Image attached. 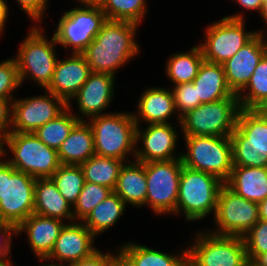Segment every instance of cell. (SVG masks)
<instances>
[{
	"instance_id": "1",
	"label": "cell",
	"mask_w": 267,
	"mask_h": 266,
	"mask_svg": "<svg viewBox=\"0 0 267 266\" xmlns=\"http://www.w3.org/2000/svg\"><path fill=\"white\" fill-rule=\"evenodd\" d=\"M139 24L130 21L107 20L93 41L81 53L91 72H115L139 54L136 42Z\"/></svg>"
},
{
	"instance_id": "2",
	"label": "cell",
	"mask_w": 267,
	"mask_h": 266,
	"mask_svg": "<svg viewBox=\"0 0 267 266\" xmlns=\"http://www.w3.org/2000/svg\"><path fill=\"white\" fill-rule=\"evenodd\" d=\"M94 134L97 156L129 162L135 156L136 122L132 112H110L88 120Z\"/></svg>"
},
{
	"instance_id": "3",
	"label": "cell",
	"mask_w": 267,
	"mask_h": 266,
	"mask_svg": "<svg viewBox=\"0 0 267 266\" xmlns=\"http://www.w3.org/2000/svg\"><path fill=\"white\" fill-rule=\"evenodd\" d=\"M230 139L233 166L267 167V112L241 108Z\"/></svg>"
},
{
	"instance_id": "4",
	"label": "cell",
	"mask_w": 267,
	"mask_h": 266,
	"mask_svg": "<svg viewBox=\"0 0 267 266\" xmlns=\"http://www.w3.org/2000/svg\"><path fill=\"white\" fill-rule=\"evenodd\" d=\"M224 182L216 176L183 166L176 203V215L189 221L201 220L215 214L218 194Z\"/></svg>"
},
{
	"instance_id": "5",
	"label": "cell",
	"mask_w": 267,
	"mask_h": 266,
	"mask_svg": "<svg viewBox=\"0 0 267 266\" xmlns=\"http://www.w3.org/2000/svg\"><path fill=\"white\" fill-rule=\"evenodd\" d=\"M43 32L44 29L39 24L32 26L14 58L21 85L28 78L45 90L52 81L58 57L55 53L57 43L54 35L49 40Z\"/></svg>"
},
{
	"instance_id": "6",
	"label": "cell",
	"mask_w": 267,
	"mask_h": 266,
	"mask_svg": "<svg viewBox=\"0 0 267 266\" xmlns=\"http://www.w3.org/2000/svg\"><path fill=\"white\" fill-rule=\"evenodd\" d=\"M186 153H181L183 166L212 174L224 183L233 169L230 136H184Z\"/></svg>"
},
{
	"instance_id": "7",
	"label": "cell",
	"mask_w": 267,
	"mask_h": 266,
	"mask_svg": "<svg viewBox=\"0 0 267 266\" xmlns=\"http://www.w3.org/2000/svg\"><path fill=\"white\" fill-rule=\"evenodd\" d=\"M6 145L12 154L6 161L16 171L34 178H50L61 165L57 150L48 147L35 133L10 132Z\"/></svg>"
},
{
	"instance_id": "8",
	"label": "cell",
	"mask_w": 267,
	"mask_h": 266,
	"mask_svg": "<svg viewBox=\"0 0 267 266\" xmlns=\"http://www.w3.org/2000/svg\"><path fill=\"white\" fill-rule=\"evenodd\" d=\"M241 110L238 98L202 103L180 118L183 136H230Z\"/></svg>"
},
{
	"instance_id": "9",
	"label": "cell",
	"mask_w": 267,
	"mask_h": 266,
	"mask_svg": "<svg viewBox=\"0 0 267 266\" xmlns=\"http://www.w3.org/2000/svg\"><path fill=\"white\" fill-rule=\"evenodd\" d=\"M187 248L188 266H244L247 253L243 237L196 233Z\"/></svg>"
},
{
	"instance_id": "10",
	"label": "cell",
	"mask_w": 267,
	"mask_h": 266,
	"mask_svg": "<svg viewBox=\"0 0 267 266\" xmlns=\"http://www.w3.org/2000/svg\"><path fill=\"white\" fill-rule=\"evenodd\" d=\"M246 31L242 13L224 16L208 25L206 39L199 44L204 60L223 64L232 58L258 32Z\"/></svg>"
},
{
	"instance_id": "11",
	"label": "cell",
	"mask_w": 267,
	"mask_h": 266,
	"mask_svg": "<svg viewBox=\"0 0 267 266\" xmlns=\"http://www.w3.org/2000/svg\"><path fill=\"white\" fill-rule=\"evenodd\" d=\"M106 15L99 6H78L61 16L53 34L56 43L71 53L81 54L93 41L104 23Z\"/></svg>"
},
{
	"instance_id": "12",
	"label": "cell",
	"mask_w": 267,
	"mask_h": 266,
	"mask_svg": "<svg viewBox=\"0 0 267 266\" xmlns=\"http://www.w3.org/2000/svg\"><path fill=\"white\" fill-rule=\"evenodd\" d=\"M147 195L146 205L154 214H175L179 190L180 174L183 168L181 159L152 161L144 163Z\"/></svg>"
},
{
	"instance_id": "13",
	"label": "cell",
	"mask_w": 267,
	"mask_h": 266,
	"mask_svg": "<svg viewBox=\"0 0 267 266\" xmlns=\"http://www.w3.org/2000/svg\"><path fill=\"white\" fill-rule=\"evenodd\" d=\"M217 235L244 237L259 221L258 203L237 195L225 184L221 187L213 216Z\"/></svg>"
},
{
	"instance_id": "14",
	"label": "cell",
	"mask_w": 267,
	"mask_h": 266,
	"mask_svg": "<svg viewBox=\"0 0 267 266\" xmlns=\"http://www.w3.org/2000/svg\"><path fill=\"white\" fill-rule=\"evenodd\" d=\"M36 178L16 171L4 159V195L0 199V222L16 228L34 213V188Z\"/></svg>"
},
{
	"instance_id": "15",
	"label": "cell",
	"mask_w": 267,
	"mask_h": 266,
	"mask_svg": "<svg viewBox=\"0 0 267 266\" xmlns=\"http://www.w3.org/2000/svg\"><path fill=\"white\" fill-rule=\"evenodd\" d=\"M67 107L68 104L63 99L46 89L43 95L14 99L11 132L34 133Z\"/></svg>"
},
{
	"instance_id": "16",
	"label": "cell",
	"mask_w": 267,
	"mask_h": 266,
	"mask_svg": "<svg viewBox=\"0 0 267 266\" xmlns=\"http://www.w3.org/2000/svg\"><path fill=\"white\" fill-rule=\"evenodd\" d=\"M136 126V149L134 160L147 163L152 161H168L181 159L180 155H174L178 144L177 130L171 123L148 124L143 130ZM142 142L143 148H137Z\"/></svg>"
},
{
	"instance_id": "17",
	"label": "cell",
	"mask_w": 267,
	"mask_h": 266,
	"mask_svg": "<svg viewBox=\"0 0 267 266\" xmlns=\"http://www.w3.org/2000/svg\"><path fill=\"white\" fill-rule=\"evenodd\" d=\"M97 238L82 222H67L62 227L51 254L40 261L55 260L70 265L89 258L99 249L94 247Z\"/></svg>"
},
{
	"instance_id": "18",
	"label": "cell",
	"mask_w": 267,
	"mask_h": 266,
	"mask_svg": "<svg viewBox=\"0 0 267 266\" xmlns=\"http://www.w3.org/2000/svg\"><path fill=\"white\" fill-rule=\"evenodd\" d=\"M259 30L232 58L222 65L229 89L238 95L249 82L255 68L267 53V39Z\"/></svg>"
},
{
	"instance_id": "19",
	"label": "cell",
	"mask_w": 267,
	"mask_h": 266,
	"mask_svg": "<svg viewBox=\"0 0 267 266\" xmlns=\"http://www.w3.org/2000/svg\"><path fill=\"white\" fill-rule=\"evenodd\" d=\"M90 73L84 56L72 53L69 58L57 60L52 81L46 90L71 105L72 98L85 84Z\"/></svg>"
},
{
	"instance_id": "20",
	"label": "cell",
	"mask_w": 267,
	"mask_h": 266,
	"mask_svg": "<svg viewBox=\"0 0 267 266\" xmlns=\"http://www.w3.org/2000/svg\"><path fill=\"white\" fill-rule=\"evenodd\" d=\"M114 82L116 81L113 75L91 72L85 84L72 98L78 103V113L88 119L107 114L104 111L113 100Z\"/></svg>"
},
{
	"instance_id": "21",
	"label": "cell",
	"mask_w": 267,
	"mask_h": 266,
	"mask_svg": "<svg viewBox=\"0 0 267 266\" xmlns=\"http://www.w3.org/2000/svg\"><path fill=\"white\" fill-rule=\"evenodd\" d=\"M65 223L61 219L32 213L16 228V232L17 235L26 233L29 246L38 260L46 259L51 254Z\"/></svg>"
},
{
	"instance_id": "22",
	"label": "cell",
	"mask_w": 267,
	"mask_h": 266,
	"mask_svg": "<svg viewBox=\"0 0 267 266\" xmlns=\"http://www.w3.org/2000/svg\"><path fill=\"white\" fill-rule=\"evenodd\" d=\"M142 93L138 99L137 111L133 113L136 126H140L142 121L147 124L171 123L169 118L177 113L172 91L151 87Z\"/></svg>"
},
{
	"instance_id": "23",
	"label": "cell",
	"mask_w": 267,
	"mask_h": 266,
	"mask_svg": "<svg viewBox=\"0 0 267 266\" xmlns=\"http://www.w3.org/2000/svg\"><path fill=\"white\" fill-rule=\"evenodd\" d=\"M34 213L50 218L74 222L73 207L59 193L51 178H36Z\"/></svg>"
},
{
	"instance_id": "24",
	"label": "cell",
	"mask_w": 267,
	"mask_h": 266,
	"mask_svg": "<svg viewBox=\"0 0 267 266\" xmlns=\"http://www.w3.org/2000/svg\"><path fill=\"white\" fill-rule=\"evenodd\" d=\"M61 164L81 165L96 155L94 134L86 120H79L57 150Z\"/></svg>"
},
{
	"instance_id": "25",
	"label": "cell",
	"mask_w": 267,
	"mask_h": 266,
	"mask_svg": "<svg viewBox=\"0 0 267 266\" xmlns=\"http://www.w3.org/2000/svg\"><path fill=\"white\" fill-rule=\"evenodd\" d=\"M224 184L248 201L259 203L267 198V167L233 166Z\"/></svg>"
},
{
	"instance_id": "26",
	"label": "cell",
	"mask_w": 267,
	"mask_h": 266,
	"mask_svg": "<svg viewBox=\"0 0 267 266\" xmlns=\"http://www.w3.org/2000/svg\"><path fill=\"white\" fill-rule=\"evenodd\" d=\"M197 99L202 103L216 102L225 98H238L229 89L222 64L203 61L193 79Z\"/></svg>"
},
{
	"instance_id": "27",
	"label": "cell",
	"mask_w": 267,
	"mask_h": 266,
	"mask_svg": "<svg viewBox=\"0 0 267 266\" xmlns=\"http://www.w3.org/2000/svg\"><path fill=\"white\" fill-rule=\"evenodd\" d=\"M118 251L123 266H188L187 249L174 255L139 243L126 242Z\"/></svg>"
},
{
	"instance_id": "28",
	"label": "cell",
	"mask_w": 267,
	"mask_h": 266,
	"mask_svg": "<svg viewBox=\"0 0 267 266\" xmlns=\"http://www.w3.org/2000/svg\"><path fill=\"white\" fill-rule=\"evenodd\" d=\"M114 192L126 203L136 207L146 205L147 180L144 163L130 161L121 167Z\"/></svg>"
},
{
	"instance_id": "29",
	"label": "cell",
	"mask_w": 267,
	"mask_h": 266,
	"mask_svg": "<svg viewBox=\"0 0 267 266\" xmlns=\"http://www.w3.org/2000/svg\"><path fill=\"white\" fill-rule=\"evenodd\" d=\"M204 61L201 47L193 46L188 52H179L171 55L166 61L165 72L174 84L191 83L197 76Z\"/></svg>"
},
{
	"instance_id": "30",
	"label": "cell",
	"mask_w": 267,
	"mask_h": 266,
	"mask_svg": "<svg viewBox=\"0 0 267 266\" xmlns=\"http://www.w3.org/2000/svg\"><path fill=\"white\" fill-rule=\"evenodd\" d=\"M127 204L113 191L99 203L82 223L95 235H101L118 222Z\"/></svg>"
},
{
	"instance_id": "31",
	"label": "cell",
	"mask_w": 267,
	"mask_h": 266,
	"mask_svg": "<svg viewBox=\"0 0 267 266\" xmlns=\"http://www.w3.org/2000/svg\"><path fill=\"white\" fill-rule=\"evenodd\" d=\"M125 161L94 155L80 166L85 182L103 185L114 191Z\"/></svg>"
},
{
	"instance_id": "32",
	"label": "cell",
	"mask_w": 267,
	"mask_h": 266,
	"mask_svg": "<svg viewBox=\"0 0 267 266\" xmlns=\"http://www.w3.org/2000/svg\"><path fill=\"white\" fill-rule=\"evenodd\" d=\"M72 105L59 114L56 118L39 127L34 133L48 147L58 150L63 141L79 120L84 118L76 115L71 110Z\"/></svg>"
},
{
	"instance_id": "33",
	"label": "cell",
	"mask_w": 267,
	"mask_h": 266,
	"mask_svg": "<svg viewBox=\"0 0 267 266\" xmlns=\"http://www.w3.org/2000/svg\"><path fill=\"white\" fill-rule=\"evenodd\" d=\"M237 96L243 109H262L267 104V53L255 68L246 87Z\"/></svg>"
},
{
	"instance_id": "34",
	"label": "cell",
	"mask_w": 267,
	"mask_h": 266,
	"mask_svg": "<svg viewBox=\"0 0 267 266\" xmlns=\"http://www.w3.org/2000/svg\"><path fill=\"white\" fill-rule=\"evenodd\" d=\"M50 178L56 184L59 193L73 207L85 183L81 166L61 164Z\"/></svg>"
},
{
	"instance_id": "35",
	"label": "cell",
	"mask_w": 267,
	"mask_h": 266,
	"mask_svg": "<svg viewBox=\"0 0 267 266\" xmlns=\"http://www.w3.org/2000/svg\"><path fill=\"white\" fill-rule=\"evenodd\" d=\"M146 0H102L100 8L107 20L142 22L148 12Z\"/></svg>"
},
{
	"instance_id": "36",
	"label": "cell",
	"mask_w": 267,
	"mask_h": 266,
	"mask_svg": "<svg viewBox=\"0 0 267 266\" xmlns=\"http://www.w3.org/2000/svg\"><path fill=\"white\" fill-rule=\"evenodd\" d=\"M112 192L113 191L106 186L85 182L73 206L74 220L82 222L90 212Z\"/></svg>"
},
{
	"instance_id": "37",
	"label": "cell",
	"mask_w": 267,
	"mask_h": 266,
	"mask_svg": "<svg viewBox=\"0 0 267 266\" xmlns=\"http://www.w3.org/2000/svg\"><path fill=\"white\" fill-rule=\"evenodd\" d=\"M174 96V106L178 115L176 116L180 125V118L201 105L200 99H197L196 87L191 83H182L174 85L171 89Z\"/></svg>"
},
{
	"instance_id": "38",
	"label": "cell",
	"mask_w": 267,
	"mask_h": 266,
	"mask_svg": "<svg viewBox=\"0 0 267 266\" xmlns=\"http://www.w3.org/2000/svg\"><path fill=\"white\" fill-rule=\"evenodd\" d=\"M21 86L15 58L0 62V99H14L13 91Z\"/></svg>"
},
{
	"instance_id": "39",
	"label": "cell",
	"mask_w": 267,
	"mask_h": 266,
	"mask_svg": "<svg viewBox=\"0 0 267 266\" xmlns=\"http://www.w3.org/2000/svg\"><path fill=\"white\" fill-rule=\"evenodd\" d=\"M243 240L248 258L253 259L259 253L267 252V220L259 219Z\"/></svg>"
},
{
	"instance_id": "40",
	"label": "cell",
	"mask_w": 267,
	"mask_h": 266,
	"mask_svg": "<svg viewBox=\"0 0 267 266\" xmlns=\"http://www.w3.org/2000/svg\"><path fill=\"white\" fill-rule=\"evenodd\" d=\"M118 254L113 253H103L98 250L89 258L83 259L78 262H74L69 266H119L121 264V258L119 251Z\"/></svg>"
},
{
	"instance_id": "41",
	"label": "cell",
	"mask_w": 267,
	"mask_h": 266,
	"mask_svg": "<svg viewBox=\"0 0 267 266\" xmlns=\"http://www.w3.org/2000/svg\"><path fill=\"white\" fill-rule=\"evenodd\" d=\"M20 4V9L27 13V16L35 23H39L44 18L48 0H16Z\"/></svg>"
},
{
	"instance_id": "42",
	"label": "cell",
	"mask_w": 267,
	"mask_h": 266,
	"mask_svg": "<svg viewBox=\"0 0 267 266\" xmlns=\"http://www.w3.org/2000/svg\"><path fill=\"white\" fill-rule=\"evenodd\" d=\"M13 100L14 99H0V140L3 143L11 132Z\"/></svg>"
},
{
	"instance_id": "43",
	"label": "cell",
	"mask_w": 267,
	"mask_h": 266,
	"mask_svg": "<svg viewBox=\"0 0 267 266\" xmlns=\"http://www.w3.org/2000/svg\"><path fill=\"white\" fill-rule=\"evenodd\" d=\"M17 235L16 227L10 223H0V258H10L12 236Z\"/></svg>"
},
{
	"instance_id": "44",
	"label": "cell",
	"mask_w": 267,
	"mask_h": 266,
	"mask_svg": "<svg viewBox=\"0 0 267 266\" xmlns=\"http://www.w3.org/2000/svg\"><path fill=\"white\" fill-rule=\"evenodd\" d=\"M236 1L238 5H240V7H243V9L246 10H257L258 12H260L262 4H263V0H233Z\"/></svg>"
},
{
	"instance_id": "45",
	"label": "cell",
	"mask_w": 267,
	"mask_h": 266,
	"mask_svg": "<svg viewBox=\"0 0 267 266\" xmlns=\"http://www.w3.org/2000/svg\"><path fill=\"white\" fill-rule=\"evenodd\" d=\"M9 7L5 0H0V34L3 33V30L6 27V20L9 14Z\"/></svg>"
},
{
	"instance_id": "46",
	"label": "cell",
	"mask_w": 267,
	"mask_h": 266,
	"mask_svg": "<svg viewBox=\"0 0 267 266\" xmlns=\"http://www.w3.org/2000/svg\"><path fill=\"white\" fill-rule=\"evenodd\" d=\"M259 219L267 220V198L258 203Z\"/></svg>"
},
{
	"instance_id": "47",
	"label": "cell",
	"mask_w": 267,
	"mask_h": 266,
	"mask_svg": "<svg viewBox=\"0 0 267 266\" xmlns=\"http://www.w3.org/2000/svg\"><path fill=\"white\" fill-rule=\"evenodd\" d=\"M4 195V159L0 160V199Z\"/></svg>"
},
{
	"instance_id": "48",
	"label": "cell",
	"mask_w": 267,
	"mask_h": 266,
	"mask_svg": "<svg viewBox=\"0 0 267 266\" xmlns=\"http://www.w3.org/2000/svg\"><path fill=\"white\" fill-rule=\"evenodd\" d=\"M252 260L259 266H267V252L257 254Z\"/></svg>"
},
{
	"instance_id": "49",
	"label": "cell",
	"mask_w": 267,
	"mask_h": 266,
	"mask_svg": "<svg viewBox=\"0 0 267 266\" xmlns=\"http://www.w3.org/2000/svg\"><path fill=\"white\" fill-rule=\"evenodd\" d=\"M81 6H100L102 0H75Z\"/></svg>"
},
{
	"instance_id": "50",
	"label": "cell",
	"mask_w": 267,
	"mask_h": 266,
	"mask_svg": "<svg viewBox=\"0 0 267 266\" xmlns=\"http://www.w3.org/2000/svg\"><path fill=\"white\" fill-rule=\"evenodd\" d=\"M259 15L262 17L263 22H265V24L267 25V0H263Z\"/></svg>"
},
{
	"instance_id": "51",
	"label": "cell",
	"mask_w": 267,
	"mask_h": 266,
	"mask_svg": "<svg viewBox=\"0 0 267 266\" xmlns=\"http://www.w3.org/2000/svg\"><path fill=\"white\" fill-rule=\"evenodd\" d=\"M0 266H13L10 258H0Z\"/></svg>"
},
{
	"instance_id": "52",
	"label": "cell",
	"mask_w": 267,
	"mask_h": 266,
	"mask_svg": "<svg viewBox=\"0 0 267 266\" xmlns=\"http://www.w3.org/2000/svg\"><path fill=\"white\" fill-rule=\"evenodd\" d=\"M4 148V143L0 140V160L3 158V156L7 153V150Z\"/></svg>"
},
{
	"instance_id": "53",
	"label": "cell",
	"mask_w": 267,
	"mask_h": 266,
	"mask_svg": "<svg viewBox=\"0 0 267 266\" xmlns=\"http://www.w3.org/2000/svg\"><path fill=\"white\" fill-rule=\"evenodd\" d=\"M244 266H259V265L256 262H254L252 259L247 258L244 263Z\"/></svg>"
},
{
	"instance_id": "54",
	"label": "cell",
	"mask_w": 267,
	"mask_h": 266,
	"mask_svg": "<svg viewBox=\"0 0 267 266\" xmlns=\"http://www.w3.org/2000/svg\"><path fill=\"white\" fill-rule=\"evenodd\" d=\"M42 266H69V265H65V264H62V263L55 264V262L51 264V261H50V264H45V265H42Z\"/></svg>"
},
{
	"instance_id": "55",
	"label": "cell",
	"mask_w": 267,
	"mask_h": 266,
	"mask_svg": "<svg viewBox=\"0 0 267 266\" xmlns=\"http://www.w3.org/2000/svg\"><path fill=\"white\" fill-rule=\"evenodd\" d=\"M261 110L267 112V104Z\"/></svg>"
}]
</instances>
